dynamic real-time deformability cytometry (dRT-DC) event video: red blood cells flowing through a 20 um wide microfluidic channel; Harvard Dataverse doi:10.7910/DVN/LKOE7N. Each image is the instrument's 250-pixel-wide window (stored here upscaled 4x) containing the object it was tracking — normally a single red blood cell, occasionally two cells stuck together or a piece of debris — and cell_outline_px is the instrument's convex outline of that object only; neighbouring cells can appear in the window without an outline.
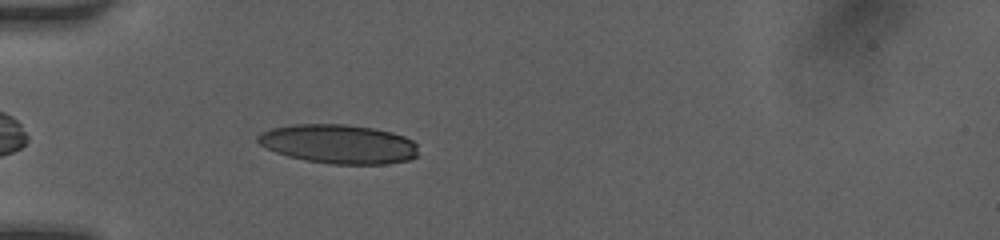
{"species": "human", "species_latin": "Homo sapiens", "temperature_condition": "room temperature", "stored_images_in_passage": 33, "camera_frame_rate_fps": 3000, "um_per_image_px": 0.085, "donor": {"sex": "female"}, "frame": {"image": 1, "passage_image": 3, "time_ms": 0.667, "image_size_px": [1000, 240], "cell_outline_px": [[416, 156], [408, 160], [384, 164], [332, 164], [304, 160], [288, 156], [276, 152], [260, 144], [256, 140], [256, 136], [260, 132], [272, 128], [292, 124], [344, 124], [372, 128], [392, 132], [404, 136], [412, 140], [416, 144]], "centroid_in_image_um": [28.75, 12.23], "position_along_channel_um": 56.2, "area_um2": 36.53}}
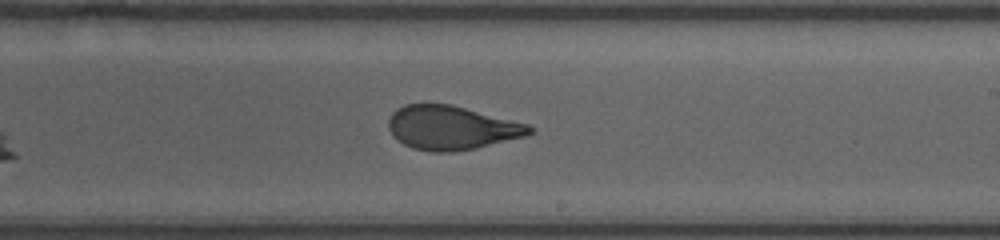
{"frame": {"image": 2, "passage_image": 18, "time_ms": 5.667, "image_size_px": [1000, 240], "cell_outline_px": [[536, 128], [532, 132], [524, 136], [476, 148], [452, 152], [432, 152], [412, 148], [404, 144], [392, 136], [388, 128], [388, 120], [392, 112], [396, 108], [404, 104], [452, 104], [528, 124]], "centroid_in_image_um": [38.35, 10.85], "position_along_channel_um": 250.7, "area_um2": 36.18}}
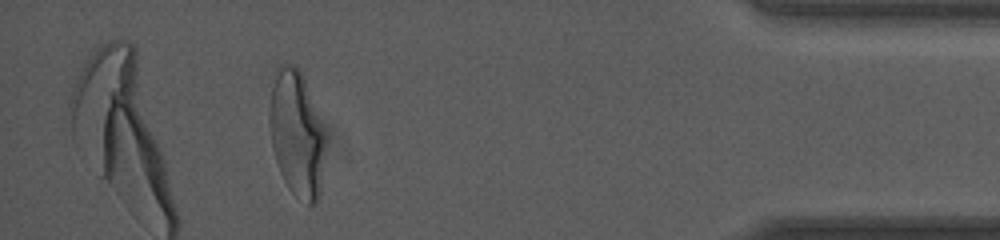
{"frame": {"image": 3, "passage_image": 33, "time_ms": 10.667, "image_size_px": [1000, 240], "cell_outline_px": [[324, 148], [320, 192], [316, 204], [308, 204], [292, 192], [288, 188], [280, 172], [272, 148], [268, 124], [268, 108], [272, 88], [280, 64], [292, 64], [304, 76], [324, 132]], "centroid_in_image_um": [25.19, 11.38], "position_along_channel_um": 410.0, "area_um2": 40.52}, "authors_computed_cell_mechanics": {"area_um2": 36.5874, "velocity_mm_per_s": 4.1309, "shape_relaxation_time_tau1_ms": 4.5887, "shape_relaxation_time_tau2_ms": 0.7323, "deformation_change_tau1": 0.1999, "deformation_change_tau2": 0.0665}}